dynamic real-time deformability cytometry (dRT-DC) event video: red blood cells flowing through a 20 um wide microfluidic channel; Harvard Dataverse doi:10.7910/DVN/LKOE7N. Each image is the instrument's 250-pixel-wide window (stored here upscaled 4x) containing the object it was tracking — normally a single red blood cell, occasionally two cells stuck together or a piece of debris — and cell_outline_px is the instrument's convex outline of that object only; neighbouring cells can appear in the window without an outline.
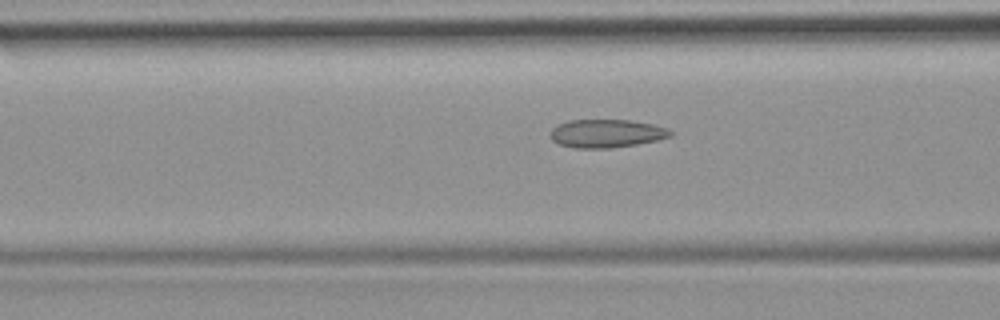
{"species": "common noctule bat (a hibernating species)", "species_latin": "Nyctalus noctula", "temperature_condition": "room temperature", "stored_images_in_passage": 44, "camera_frame_rate_fps": 3000, "um_per_image_px": 0.085, "animal": {"sex": "female", "body_mass_g": 19.9}, "frame": {"image": 1, "passage_image": 19, "time_ms": 6.0, "image_size_px": [1000, 320], "cell_outline_px": [[672, 136], [656, 140], [636, 144], [608, 148], [576, 148], [560, 144], [552, 140], [548, 136], [552, 128], [556, 124], [568, 120], [628, 120], [652, 124], [668, 128], [672, 132]], "centroid_in_image_um": [51.5, 11.33], "position_along_channel_um": 115.1, "area_um2": 19.77}}